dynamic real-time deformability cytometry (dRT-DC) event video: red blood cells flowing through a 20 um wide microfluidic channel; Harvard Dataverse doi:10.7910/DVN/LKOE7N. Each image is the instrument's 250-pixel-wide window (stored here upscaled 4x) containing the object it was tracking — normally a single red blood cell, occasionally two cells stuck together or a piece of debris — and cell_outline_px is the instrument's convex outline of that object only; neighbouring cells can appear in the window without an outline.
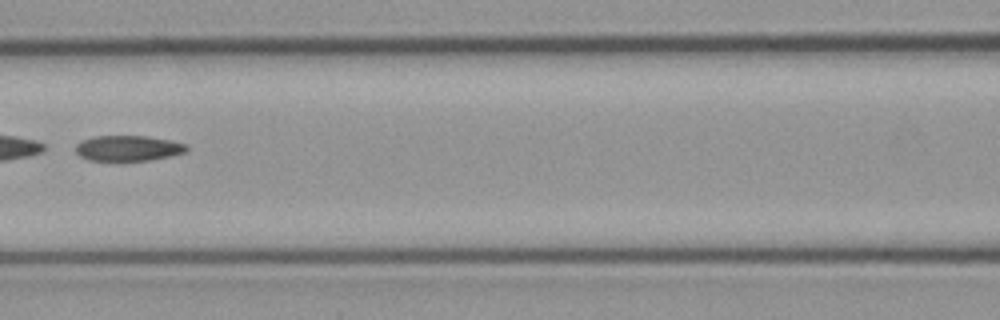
{"species": "common noctule bat (a hibernating species)", "species_latin": "Nyctalus noctula", "temperature_condition": "cold", "stored_images_in_passage": 8, "segment_of_instrument_passage": [2, 2], "camera_frame_rate_fps": 3000, "um_per_image_px": 0.085, "animal": {"sex": "male", "body_mass_g": 23.1, "forearm_length_mm": 52.7}, "frame": {"image": 1, "passage_image": 7, "time_ms": 2.0, "image_size_px": [1000, 320], "cell_outline_px": [[188, 152], [148, 160], [88, 160], [80, 156], [76, 152], [76, 144], [84, 140], [96, 136], [148, 136], [172, 140], [184, 144], [188, 148]], "centroid_in_image_um": [10.91, 12.59], "position_along_channel_um": 155.7, "area_um2": 16.3}}
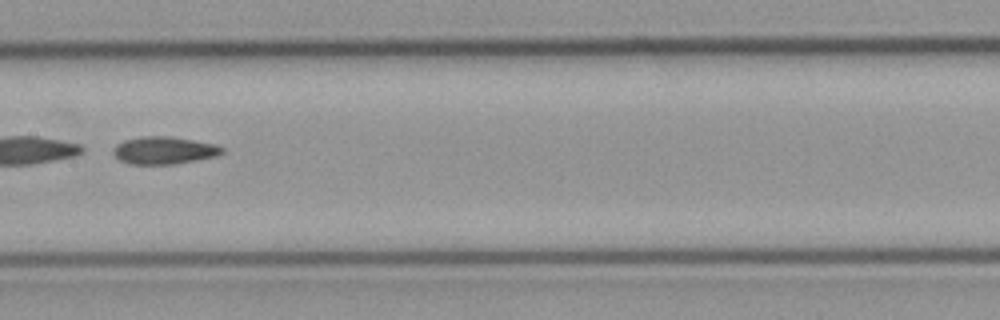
{"frame": {"image": 2, "passage_image": 8, "time_ms": 2.333, "image_size_px": [1000, 320], "cell_outline_px": [[224, 152], [216, 156], [196, 160], [172, 164], [128, 164], [120, 160], [112, 152], [112, 148], [116, 144], [124, 140], [140, 136], [172, 136], [216, 144], [224, 148]], "centroid_in_image_um": [13.93, 12.77], "position_along_channel_um": 193.5, "area_um2": 17.57}}